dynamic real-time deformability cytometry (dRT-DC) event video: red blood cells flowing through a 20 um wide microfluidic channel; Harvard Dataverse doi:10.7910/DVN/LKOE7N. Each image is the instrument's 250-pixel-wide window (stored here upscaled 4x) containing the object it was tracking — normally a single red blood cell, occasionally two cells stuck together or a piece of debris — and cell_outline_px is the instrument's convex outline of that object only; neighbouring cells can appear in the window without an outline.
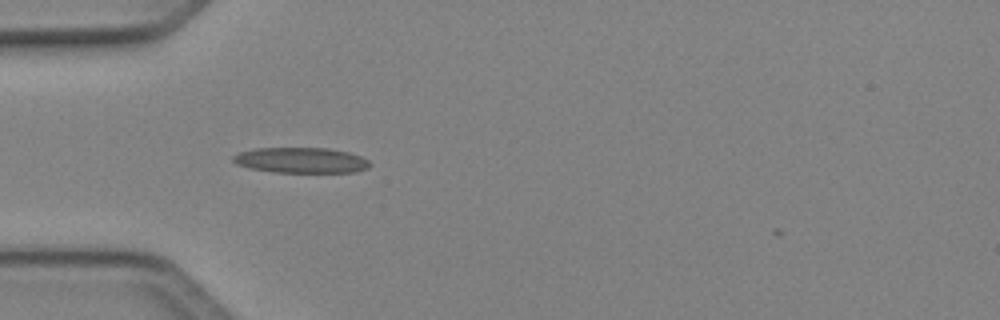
{"species": "Egyptian fruit bat (a non-hibernating species)", "species_latin": "Rousettus aegyptiacus", "temperature_condition": "cold", "stored_images_in_passage": 34, "camera_frame_rate_fps": 3000, "um_per_image_px": 0.085, "animal": {"sex": "female"}, "frame": {"image": 1, "passage_image": 2, "time_ms": 0.333, "image_size_px": [1000, 320], "cell_outline_px": [[372, 164], [368, 168], [356, 172], [276, 172], [248, 168], [236, 164], [232, 160], [232, 156], [240, 152], [256, 148], [328, 148], [348, 152], [360, 156], [368, 160]], "centroid_in_image_um": [25.59, 13.62], "position_along_channel_um": 59.4, "area_um2": 20.35}}
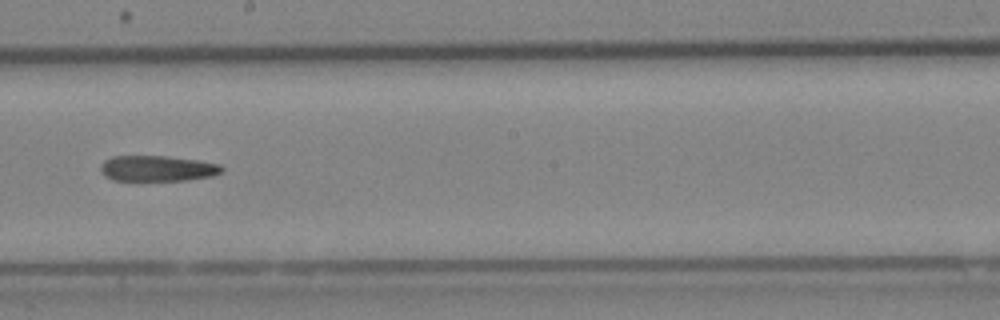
{"frame": {"image": 2, "passage_image": 15, "time_ms": 4.667, "image_size_px": [1000, 320], "cell_outline_px": [[224, 172], [212, 176], [184, 180], [112, 180], [104, 176], [100, 172], [100, 164], [104, 160], [112, 156], [164, 156], [200, 160], [220, 164], [224, 168]], "centroid_in_image_um": [13.37, 14.31], "position_along_channel_um": 234.8, "area_um2": 18.32}}
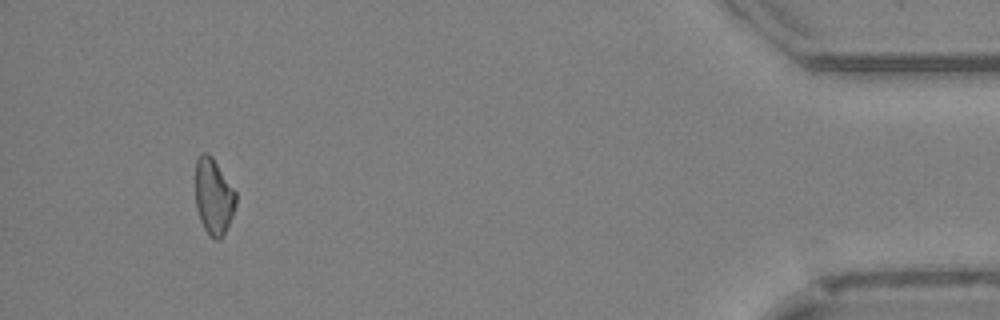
{"frame": {"image": 3, "passage_image": 33, "time_ms": 10.667, "image_size_px": [1000, 320], "cell_outline_px": [[236, 204], [232, 216], [220, 240], [216, 240], [204, 228], [200, 220], [196, 208], [196, 160], [200, 152], [208, 152], [212, 156], [236, 192]], "centroid_in_image_um": [18.15, 16.66], "position_along_channel_um": 417.1, "area_um2": 17.8}}